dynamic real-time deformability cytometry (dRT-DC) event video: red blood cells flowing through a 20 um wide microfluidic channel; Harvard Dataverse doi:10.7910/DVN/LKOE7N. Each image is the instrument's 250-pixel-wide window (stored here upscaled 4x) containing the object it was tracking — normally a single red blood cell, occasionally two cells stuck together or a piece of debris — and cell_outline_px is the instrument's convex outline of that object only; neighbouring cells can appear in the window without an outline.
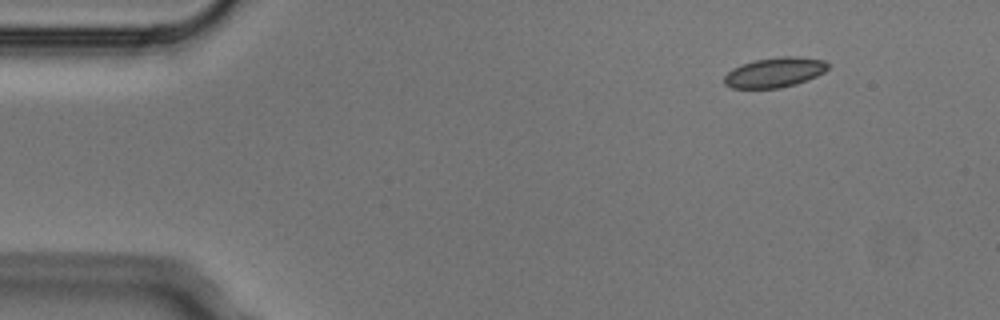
{"species": "Egyptian fruit bat (a non-hibernating species)", "species_latin": "Rousettus aegyptiacus", "temperature_condition": "cold", "stored_images_in_passage": 4, "camera_frame_rate_fps": 3000, "um_per_image_px": 0.085, "animal": {"sex": "male"}, "frame": {"image": 1, "passage_image": 1, "time_ms": 0.0, "image_size_px": [1000, 320], "cell_outline_px": [[828, 68], [824, 72], [816, 76], [796, 84], [780, 88], [732, 88], [724, 84], [724, 76], [732, 68], [756, 60], [780, 56], [796, 56], [824, 60], [828, 64]], "centroid_in_image_um": [65.84, 6.15], "position_along_channel_um": 19.2, "area_um2": 17.98}}
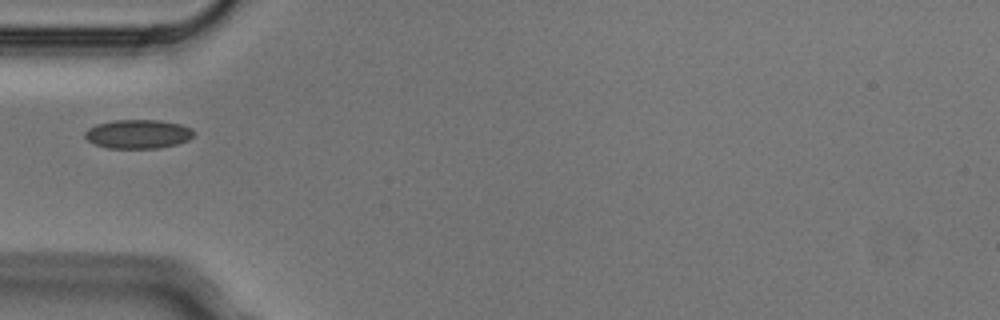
{"frame": {"image": 2, "passage_image": 4, "time_ms": 1.0, "image_size_px": [1000, 320], "cell_outline_px": [[196, 132], [188, 140], [176, 144], [156, 148], [108, 148], [92, 144], [84, 136], [84, 132], [88, 128], [96, 124], [116, 120], [160, 120], [180, 124], [192, 128]], "centroid_in_image_um": [11.72, 11.39], "position_along_channel_um": 73.3, "area_um2": 18.44}}